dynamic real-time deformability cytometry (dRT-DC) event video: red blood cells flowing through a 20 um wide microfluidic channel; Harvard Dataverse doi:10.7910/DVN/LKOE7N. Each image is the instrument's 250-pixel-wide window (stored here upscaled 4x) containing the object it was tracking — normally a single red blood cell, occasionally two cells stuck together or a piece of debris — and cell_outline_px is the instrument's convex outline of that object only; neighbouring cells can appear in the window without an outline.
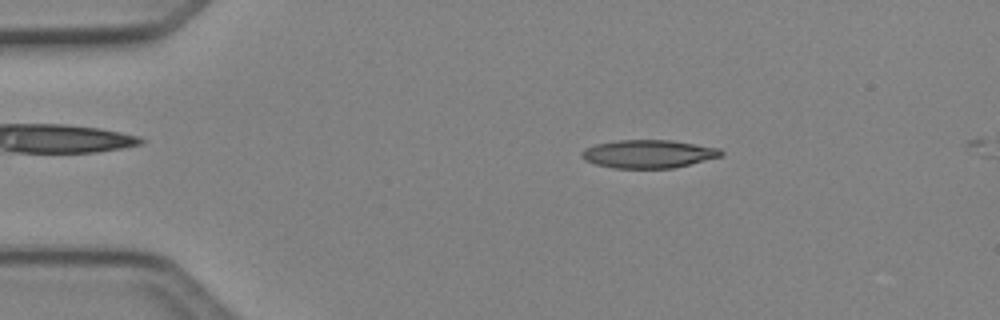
{"species": "Egyptian fruit bat (a non-hibernating species)", "species_latin": "Rousettus aegyptiacus", "temperature_condition": "cold", "stored_images_in_passage": 21, "camera_frame_rate_fps": 3000, "um_per_image_px": 0.085, "animal": {"sex": "female"}, "frame": {"image": 1, "passage_image": 9, "time_ms": 2.667, "image_size_px": [1000, 320], "cell_outline_px": [[724, 152], [720, 156], [672, 168], [612, 168], [596, 164], [584, 160], [580, 156], [580, 152], [584, 148], [596, 144], [616, 140], [672, 140], [720, 148]], "centroid_in_image_um": [55.06, 13.07], "position_along_channel_um": 29.9, "area_um2": 22.83}}
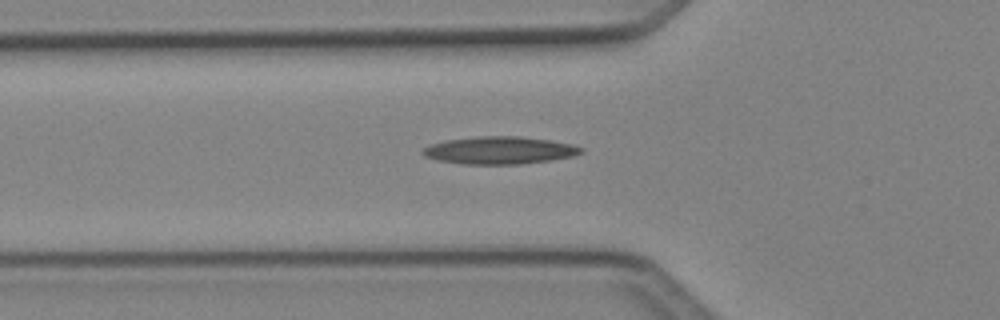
{"frame": {"image": 2, "passage_image": 17, "time_ms": 5.333, "image_size_px": [1000, 320], "cell_outline_px": [[584, 152], [576, 156], [552, 160], [520, 164], [464, 164], [436, 160], [424, 156], [420, 152], [428, 144], [444, 140], [476, 136], [520, 136], [548, 140], [572, 144], [584, 148]], "centroid_in_image_um": [42.45, 12.77], "position_along_channel_um": 83.3, "area_um2": 25.72}}
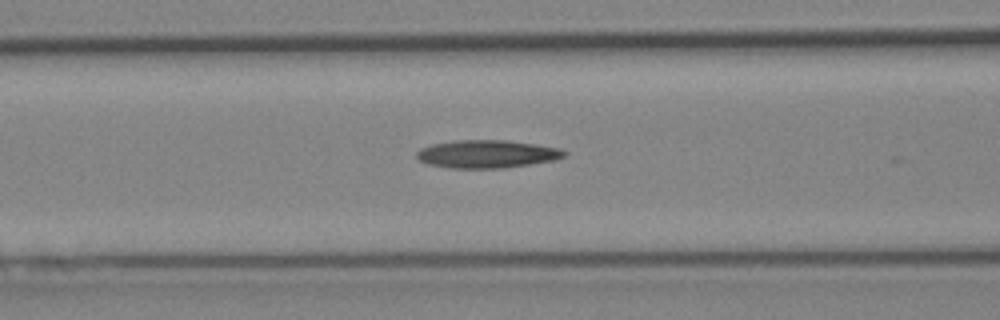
{"frame": {"image": 3, "passage_image": 20, "time_ms": 6.333, "image_size_px": [1000, 320], "cell_outline_px": [[568, 152], [564, 156], [556, 160], [504, 168], [452, 168], [428, 164], [420, 160], [416, 156], [416, 152], [420, 148], [432, 144], [456, 140], [508, 140], [536, 144], [560, 148]], "centroid_in_image_um": [41.41, 13.08], "position_along_channel_um": 125.2, "area_um2": 24.1}}